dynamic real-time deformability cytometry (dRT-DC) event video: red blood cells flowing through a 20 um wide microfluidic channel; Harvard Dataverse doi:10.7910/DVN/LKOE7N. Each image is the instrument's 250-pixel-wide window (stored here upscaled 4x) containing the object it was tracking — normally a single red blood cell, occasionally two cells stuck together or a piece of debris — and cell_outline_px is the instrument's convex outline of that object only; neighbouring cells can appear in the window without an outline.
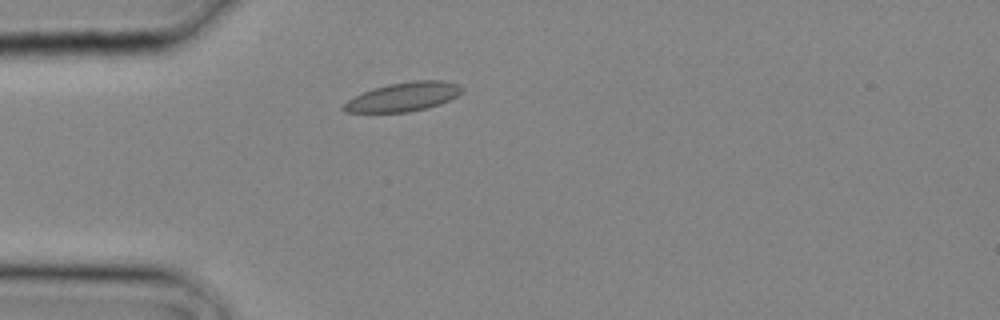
{"species": "common noctule bat (a hibernating species)", "species_latin": "Nyctalus noctula", "temperature_condition": "cold", "stored_images_in_passage": 2, "camera_frame_rate_fps": 3000, "um_per_image_px": 0.085, "animal": {"sex": "male", "body_mass_g": 20.4}, "frame": {"image": 1, "passage_image": 2, "time_ms": 0.333, "image_size_px": [1000, 320], "cell_outline_px": [[464, 88], [456, 96], [440, 104], [428, 108], [408, 112], [344, 112], [340, 108], [348, 100], [364, 92], [388, 84], [416, 80], [440, 80], [456, 84]], "centroid_in_image_um": [34.28, 8.24], "position_along_channel_um": 50.7, "area_um2": 19.65}}